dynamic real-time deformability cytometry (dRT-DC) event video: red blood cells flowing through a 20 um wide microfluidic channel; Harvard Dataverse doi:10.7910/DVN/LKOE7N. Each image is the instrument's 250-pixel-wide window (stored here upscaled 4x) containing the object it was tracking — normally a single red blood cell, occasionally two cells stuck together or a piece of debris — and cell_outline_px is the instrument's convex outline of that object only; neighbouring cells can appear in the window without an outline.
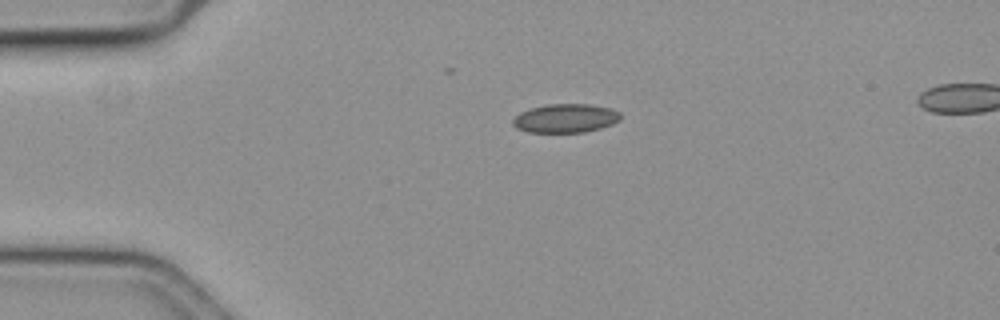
{"species": "common noctule bat (a hibernating species)", "species_latin": "Nyctalus noctula", "temperature_condition": "cold", "stored_images_in_passage": 39, "camera_frame_rate_fps": 3000, "um_per_image_px": 0.085, "animal": {"sex": "female", "body_mass_g": 19.3, "forearm_length_mm": 54.1}, "frame": {"image": 1, "passage_image": 1, "time_ms": 0.0, "image_size_px": [1000, 320], "cell_outline_px": [[620, 120], [612, 124], [600, 128], [584, 132], [528, 132], [516, 128], [512, 124], [512, 120], [520, 112], [532, 108], [548, 104], [588, 104], [612, 108], [620, 112]], "centroid_in_image_um": [48.07, 10.05], "position_along_channel_um": 36.9, "area_um2": 18.03}}
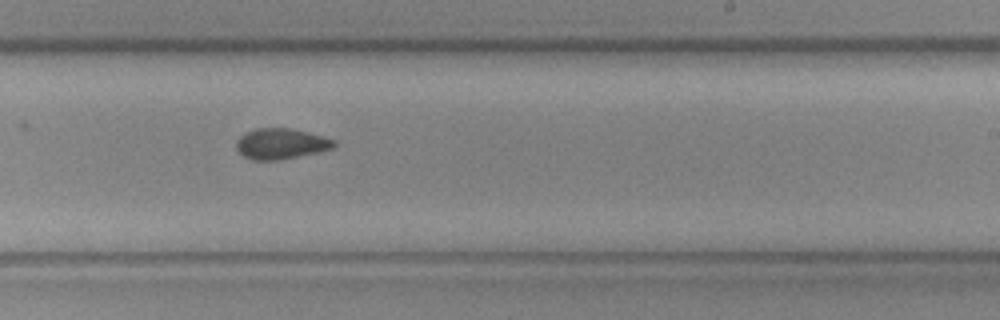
{"frame": {"image": 2, "passage_image": 23, "time_ms": 7.333, "image_size_px": [1000, 320], "cell_outline_px": [[336, 144], [332, 148], [316, 152], [276, 160], [252, 160], [244, 156], [236, 148], [236, 140], [240, 136], [256, 128], [288, 128], [308, 132], [336, 140]], "centroid_in_image_um": [23.86, 12.21], "position_along_channel_um": 265.1, "area_um2": 17.17}}
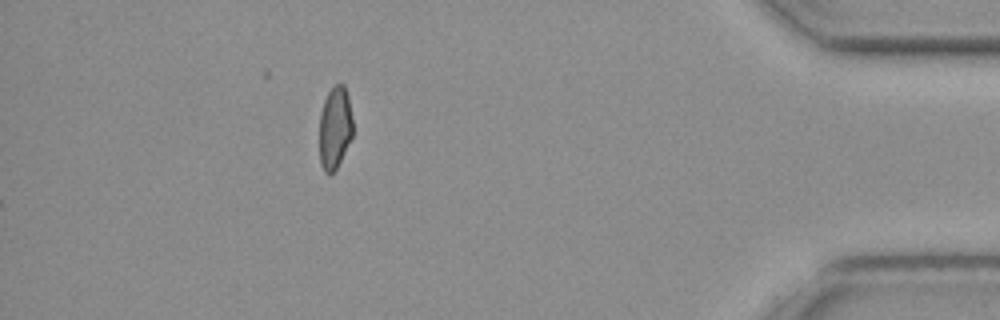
{"frame": {"image": 3, "passage_image": 39, "time_ms": 12.667, "image_size_px": [1000, 320], "cell_outline_px": [[352, 136], [336, 168], [328, 176], [324, 172], [320, 164], [320, 112], [324, 100], [328, 92], [336, 84], [344, 84], [348, 96], [352, 120]], "centroid_in_image_um": [28.45, 10.86], "position_along_channel_um": 406.8, "area_um2": 15.9}, "authors_computed_cell_mechanics": {"area_um2": 17.4556, "velocity_mm_per_s": 3.6329, "shape_relaxation_time_tau1_ms": null, "shape_relaxation_time_tau2_ms": 5.129, "deformation_change_tau1": null, "deformation_change_tau2": 0.0843}}